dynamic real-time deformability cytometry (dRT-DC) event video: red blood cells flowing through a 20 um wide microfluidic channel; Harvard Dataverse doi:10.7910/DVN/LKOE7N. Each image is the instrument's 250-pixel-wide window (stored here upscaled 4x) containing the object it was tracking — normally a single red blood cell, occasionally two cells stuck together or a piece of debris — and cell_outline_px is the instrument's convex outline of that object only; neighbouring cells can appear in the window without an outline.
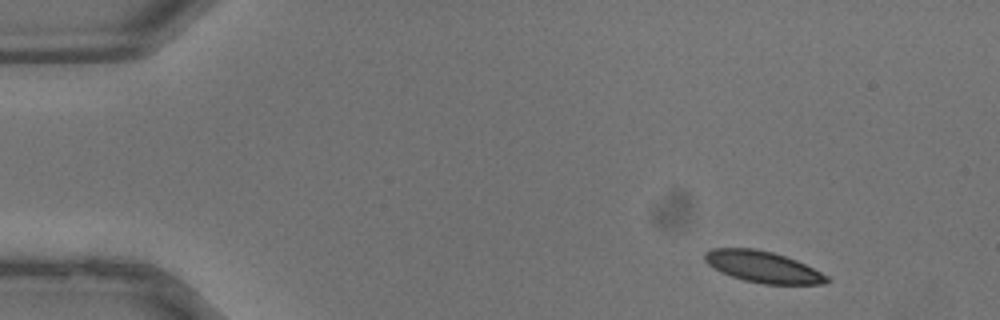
{"species": "common noctule bat (a hibernating species)", "species_latin": "Nyctalus noctula", "temperature_condition": "warm", "stored_images_in_passage": 34, "camera_frame_rate_fps": 3000, "um_per_image_px": 0.085, "animal": {"sex": "male", "body_mass_g": 13.3}, "frame": {"image": 1, "passage_image": 1, "time_ms": 0.0, "image_size_px": [1000, 320], "cell_outline_px": [[832, 280], [824, 284], [764, 284], [744, 280], [720, 272], [708, 264], [704, 260], [704, 252], [712, 248], [756, 248], [772, 252], [796, 260], [828, 276]], "centroid_in_image_um": [64.83, 22.68], "position_along_channel_um": 20.2, "area_um2": 22.25}}
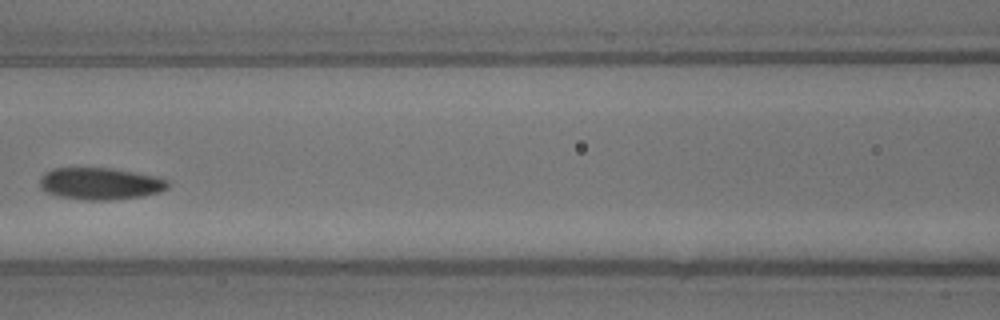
{"frame": {"image": 2, "passage_image": 14, "time_ms": 4.333, "image_size_px": [1000, 320], "cell_outline_px": [[172, 184], [168, 188], [160, 192], [144, 196], [108, 200], [84, 200], [60, 196], [48, 192], [40, 188], [40, 176], [44, 172], [52, 168], [112, 168], [152, 176], [168, 180]], "centroid_in_image_um": [8.52, 15.61], "position_along_channel_um": 158.1, "area_um2": 23.87}}
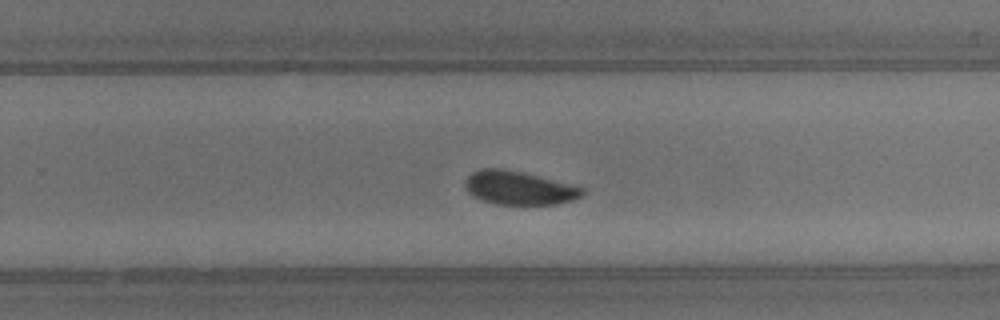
{"frame": {"image": 3, "passage_image": 21, "time_ms": 6.667, "image_size_px": [1000, 320], "cell_outline_px": [[584, 196], [572, 200], [556, 204], [496, 204], [472, 196], [468, 192], [464, 184], [468, 176], [472, 172], [484, 168], [496, 168], [520, 172], [584, 188]], "centroid_in_image_um": [44.09, 15.99], "position_along_channel_um": 285.7, "area_um2": 22.43}}